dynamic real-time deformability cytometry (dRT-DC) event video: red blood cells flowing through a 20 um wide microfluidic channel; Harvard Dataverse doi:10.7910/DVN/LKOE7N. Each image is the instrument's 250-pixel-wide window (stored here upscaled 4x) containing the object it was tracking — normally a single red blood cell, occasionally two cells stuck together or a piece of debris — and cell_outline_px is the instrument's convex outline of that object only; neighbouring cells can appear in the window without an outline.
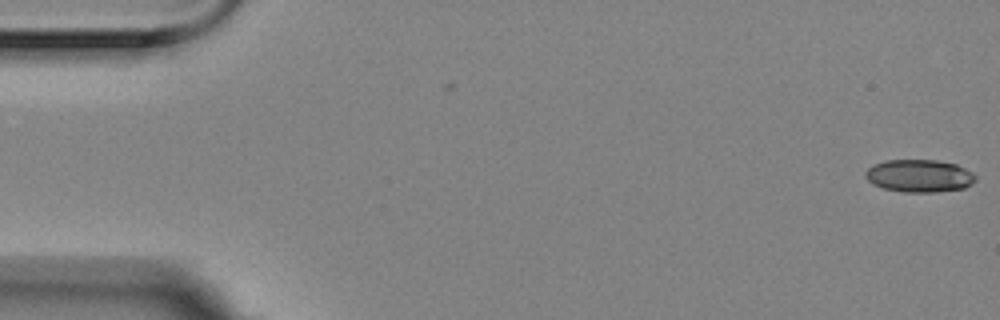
{"species": "Egyptian fruit bat (a non-hibernating species)", "species_latin": "Rousettus aegyptiacus", "temperature_condition": "room temperature", "stored_images_in_passage": 15, "camera_frame_rate_fps": 3000, "um_per_image_px": 0.085, "animal": {"sex": "female"}, "frame": {"image": 1, "passage_image": 1, "time_ms": 0.0, "image_size_px": [1000, 320], "cell_outline_px": [[976, 180], [972, 184], [964, 188], [936, 192], [904, 192], [884, 188], [872, 184], [864, 176], [864, 172], [872, 164], [888, 160], [936, 160], [956, 164], [972, 172], [976, 176]], "centroid_in_image_um": [78.13, 14.94], "position_along_channel_um": 6.9, "area_um2": 21.04}}
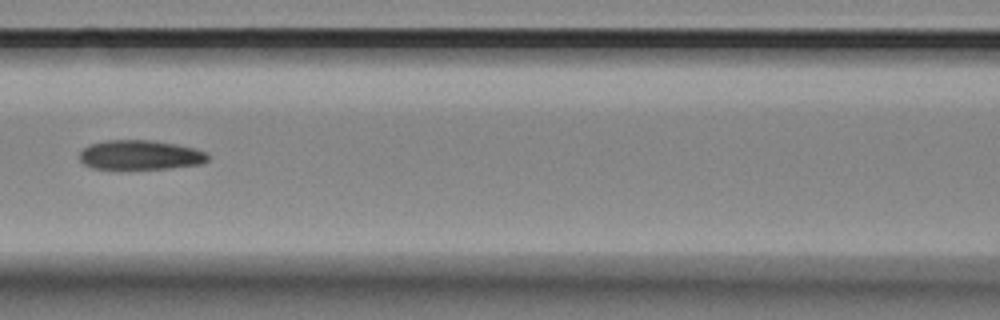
{"frame": {"image": 2, "passage_image": 7, "time_ms": 2.0, "image_size_px": [1000, 320], "cell_outline_px": [[208, 160], [200, 164], [168, 168], [92, 168], [84, 164], [80, 160], [80, 152], [88, 144], [108, 140], [152, 140], [176, 144], [208, 152]], "centroid_in_image_um": [11.91, 13.16], "position_along_channel_um": 154.7, "area_um2": 21.85}}
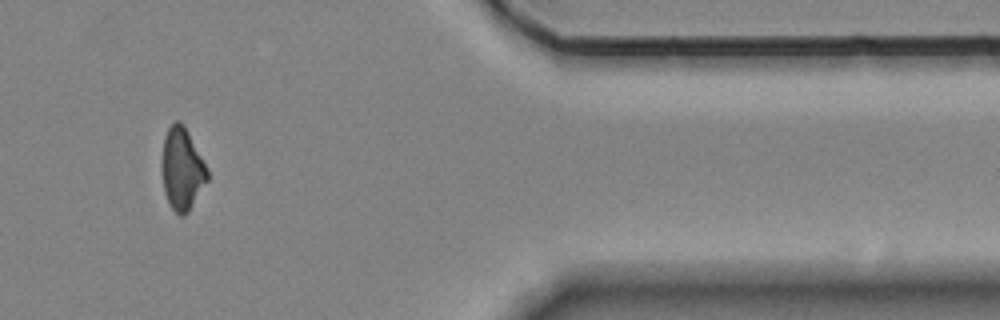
{"frame": {"image": 3, "passage_image": 13, "time_ms": 4.0, "image_size_px": [1000, 320], "cell_outline_px": [[208, 180], [188, 212], [184, 216], [180, 216], [172, 208], [164, 192], [160, 164], [164, 136], [168, 128], [176, 120], [180, 120], [184, 124], [208, 168]], "centroid_in_image_um": [15.46, 14.34], "position_along_channel_um": 395.9, "area_um2": 22.08}}